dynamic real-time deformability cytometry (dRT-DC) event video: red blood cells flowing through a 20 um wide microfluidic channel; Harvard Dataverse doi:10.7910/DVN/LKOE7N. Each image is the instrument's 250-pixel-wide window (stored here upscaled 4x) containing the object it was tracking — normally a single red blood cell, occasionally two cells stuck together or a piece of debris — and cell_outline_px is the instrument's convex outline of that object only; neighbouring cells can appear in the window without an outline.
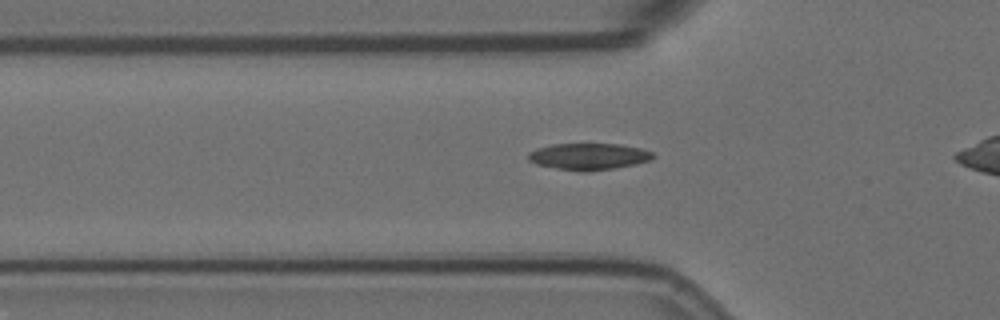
{"species": "Egyptian fruit bat (a non-hibernating species)", "species_latin": "Rousettus aegyptiacus", "temperature_condition": "room temperature", "stored_images_in_passage": 31, "camera_frame_rate_fps": 3000, "um_per_image_px": 0.085, "animal": {"sex": "female"}, "frame": {"image": 1, "passage_image": 3, "time_ms": 0.667, "image_size_px": [1000, 320], "cell_outline_px": [[656, 156], [652, 160], [636, 164], [588, 172], [580, 172], [556, 168], [536, 164], [528, 160], [528, 152], [536, 148], [552, 144], [620, 144], [640, 148], [652, 152]], "centroid_in_image_um": [50.04, 13.3], "position_along_channel_um": 75.8, "area_um2": 19.48}}
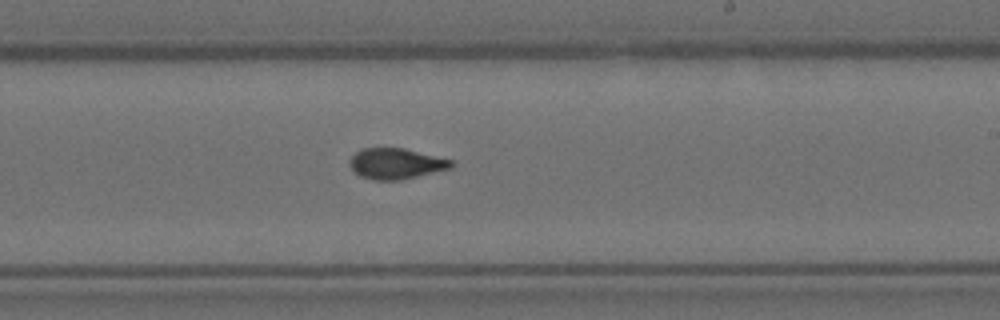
{"frame": {"image": 2, "passage_image": 18, "time_ms": 5.667, "image_size_px": [1000, 320], "cell_outline_px": [[452, 168], [400, 180], [372, 180], [360, 176], [352, 172], [348, 164], [348, 160], [356, 152], [364, 148], [404, 148], [452, 160]], "centroid_in_image_um": [33.6, 13.91], "position_along_channel_um": 255.4, "area_um2": 18.26}}
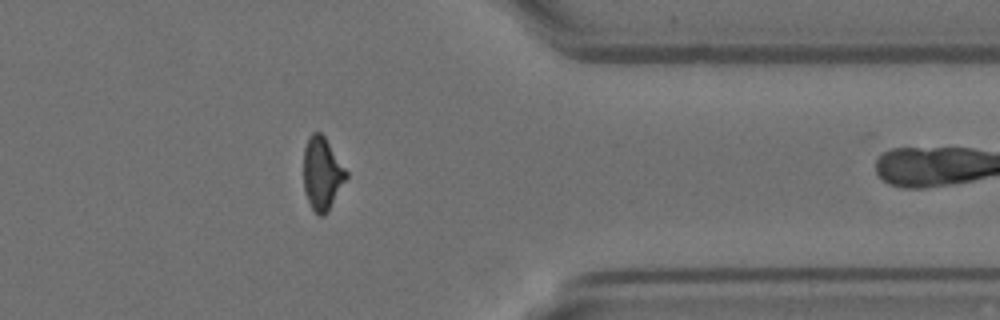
{"frame": {"image": 3, "passage_image": 30, "time_ms": 9.667, "image_size_px": [1000, 320], "cell_outline_px": [[348, 176], [324, 216], [320, 216], [312, 208], [304, 192], [304, 148], [308, 136], [312, 132], [320, 132], [324, 136], [348, 172]], "centroid_in_image_um": [27.37, 14.72], "position_along_channel_um": 384.0, "area_um2": 17.86}}